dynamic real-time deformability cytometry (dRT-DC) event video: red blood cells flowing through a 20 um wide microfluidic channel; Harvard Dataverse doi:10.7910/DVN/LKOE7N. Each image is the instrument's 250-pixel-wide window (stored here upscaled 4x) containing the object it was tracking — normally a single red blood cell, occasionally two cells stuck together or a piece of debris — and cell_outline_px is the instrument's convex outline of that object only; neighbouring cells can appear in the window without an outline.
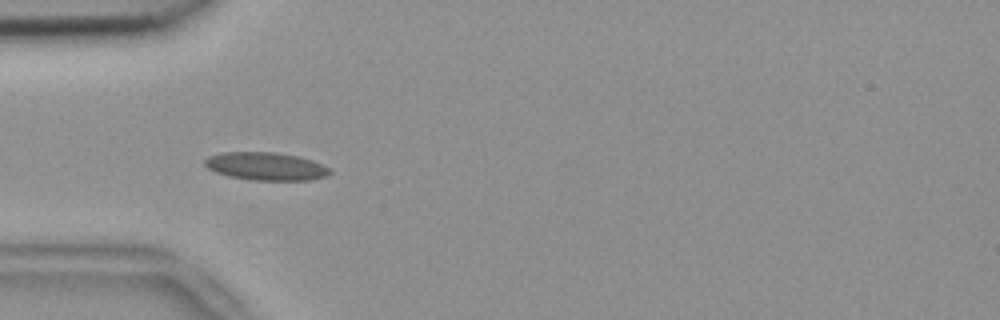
{"species": "common noctule bat (a hibernating species)", "species_latin": "Nyctalus noctula", "temperature_condition": "room temperature", "stored_images_in_passage": 38, "camera_frame_rate_fps": 3000, "um_per_image_px": 0.085, "animal": {"sex": "female", "body_mass_g": 18.4}, "frame": {"image": 1, "passage_image": 1, "time_ms": 0.0, "image_size_px": [1000, 320], "cell_outline_px": [[332, 172], [328, 176], [312, 180], [252, 180], [228, 176], [216, 172], [208, 168], [204, 164], [204, 160], [208, 156], [224, 152], [276, 152], [300, 156], [312, 160], [332, 168]], "centroid_in_image_um": [22.65, 14.13], "position_along_channel_um": 62.3, "area_um2": 20.63}}
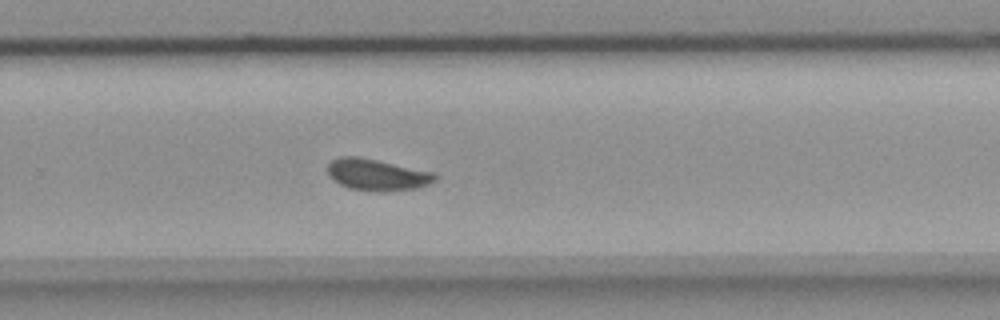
{"frame": {"image": 2, "passage_image": 20, "time_ms": 6.333, "image_size_px": [1000, 320], "cell_outline_px": [[436, 180], [428, 184], [416, 188], [384, 192], [380, 192], [348, 188], [332, 180], [328, 176], [328, 164], [332, 160], [340, 156], [360, 156], [436, 172]], "centroid_in_image_um": [32.04, 14.84], "position_along_channel_um": 297.8, "area_um2": 20.06}}
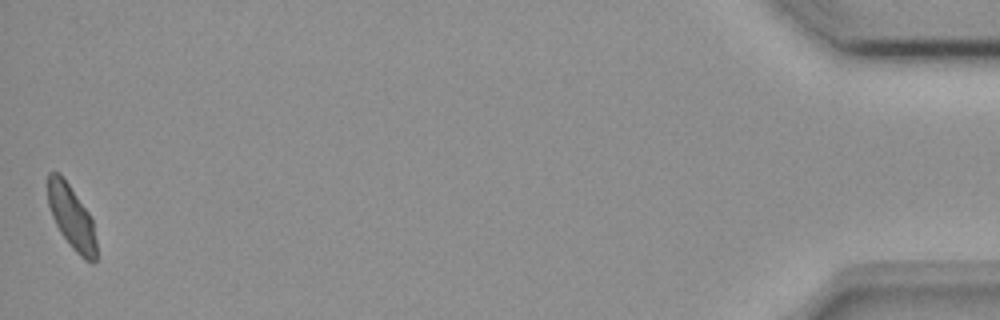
{"frame": {"image": 3, "passage_image": 38, "time_ms": 12.333, "image_size_px": [1000, 320], "cell_outline_px": [[96, 260], [92, 264], [84, 260], [72, 248], [60, 232], [52, 216], [48, 204], [48, 172], [60, 172], [88, 212], [92, 220], [96, 240]], "centroid_in_image_um": [6.08, 18.48], "position_along_channel_um": 429.1, "area_um2": 17.92}, "authors_computed_cell_mechanics": {"area_um2": 19.074, "velocity_mm_per_s": 3.7569, "shape_relaxation_time_tau1_ms": 6.4055, "shape_relaxation_time_tau2_ms": 0.9347, "deformation_change_tau1": 0.1346, "deformation_change_tau2": 0.0712}}